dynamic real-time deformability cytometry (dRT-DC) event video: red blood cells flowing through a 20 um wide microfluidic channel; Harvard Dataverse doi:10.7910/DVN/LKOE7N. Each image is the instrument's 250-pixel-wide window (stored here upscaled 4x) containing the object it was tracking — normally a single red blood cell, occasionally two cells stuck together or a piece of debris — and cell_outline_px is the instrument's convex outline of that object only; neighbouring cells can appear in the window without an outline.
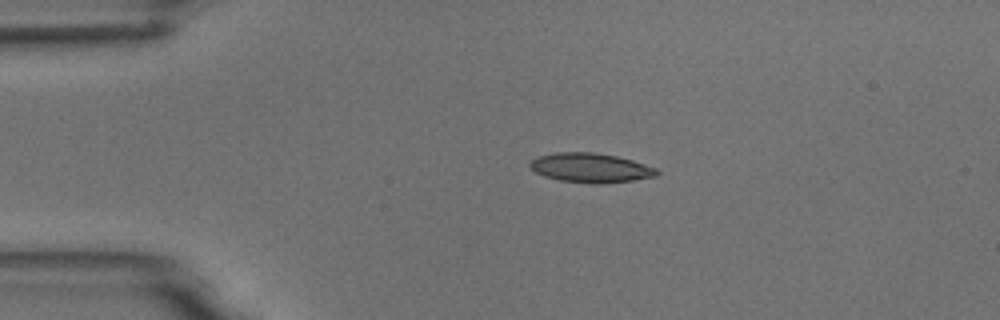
{"species": "common noctule bat (a hibernating species)", "species_latin": "Nyctalus noctula", "temperature_condition": "room temperature", "stored_images_in_passage": 4, "camera_frame_rate_fps": 3000, "um_per_image_px": 0.085, "animal": {"sex": "male", "body_mass_g": 18.8}, "frame": {"image": 1, "passage_image": 3, "time_ms": 2.333, "image_size_px": [1000, 320], "cell_outline_px": [[660, 172], [656, 176], [632, 180], [596, 184], [588, 184], [560, 180], [544, 176], [536, 172], [528, 164], [532, 160], [540, 156], [556, 152], [596, 152], [616, 156], [632, 160], [656, 168]], "centroid_in_image_um": [50.2, 14.26], "position_along_channel_um": 34.8, "area_um2": 21.62}}